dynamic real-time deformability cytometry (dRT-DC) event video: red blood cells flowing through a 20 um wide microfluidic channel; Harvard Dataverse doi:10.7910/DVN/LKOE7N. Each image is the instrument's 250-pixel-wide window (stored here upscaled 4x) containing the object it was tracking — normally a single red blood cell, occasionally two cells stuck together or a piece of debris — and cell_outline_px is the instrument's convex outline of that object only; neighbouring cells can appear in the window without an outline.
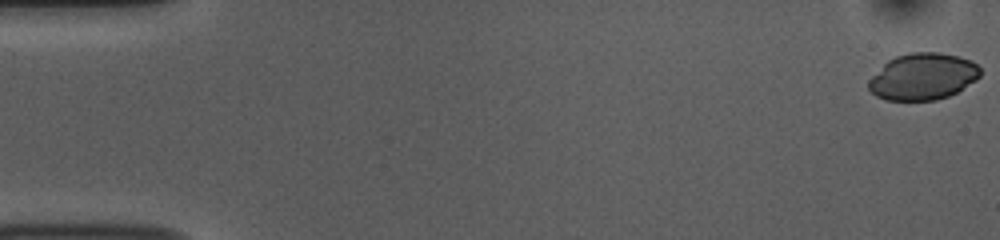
{"species": "common noctule bat (a hibernating species)", "species_latin": "Nyctalus noctula", "temperature_condition": "room temperature", "stored_images_in_passage": 53, "camera_frame_rate_fps": 3000, "um_per_image_px": 0.085, "animal": {"sex": "female", "body_mass_g": 10.0, "forearm_length_mm": 53.1}, "frame": {"image": 1, "passage_image": 1, "time_ms": 0.0, "image_size_px": [1000, 240], "cell_outline_px": [[980, 76], [976, 80], [956, 92], [948, 96], [936, 100], [884, 100], [876, 96], [868, 88], [868, 80], [888, 60], [896, 56], [908, 52], [940, 52], [972, 60], [980, 68]], "centroid_in_image_um": [78.44, 6.5], "position_along_channel_um": 6.6, "area_um2": 30.35}}